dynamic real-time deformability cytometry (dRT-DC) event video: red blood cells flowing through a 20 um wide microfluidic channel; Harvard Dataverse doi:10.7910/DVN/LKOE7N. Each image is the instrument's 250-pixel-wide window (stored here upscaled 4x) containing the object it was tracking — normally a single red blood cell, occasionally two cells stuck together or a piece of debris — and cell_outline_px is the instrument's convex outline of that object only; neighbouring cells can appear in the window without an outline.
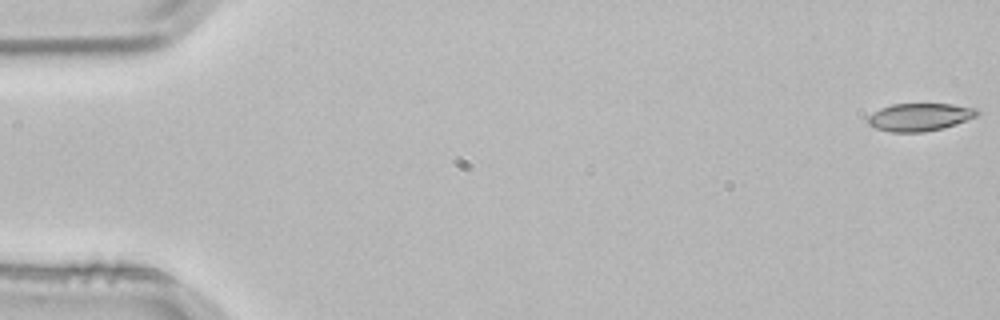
{"species": "common noctule bat (a hibernating species)", "species_latin": "Nyctalus noctula", "temperature_condition": "room temperature", "stored_images_in_passage": 4, "camera_frame_rate_fps": 3000, "um_per_image_px": 0.085, "animal": {"sex": "male", "body_mass_g": 21.5, "forearm_length_mm": 52.0}, "frame": {"image": 1, "passage_image": 1, "time_ms": 0.0, "image_size_px": [1000, 320], "cell_outline_px": [[980, 112], [976, 116], [956, 124], [924, 132], [892, 132], [876, 128], [868, 124], [868, 116], [880, 108], [892, 104], [952, 104], [980, 108]], "centroid_in_image_um": [78.2, 9.94], "position_along_channel_um": 6.8, "area_um2": 17.63}}
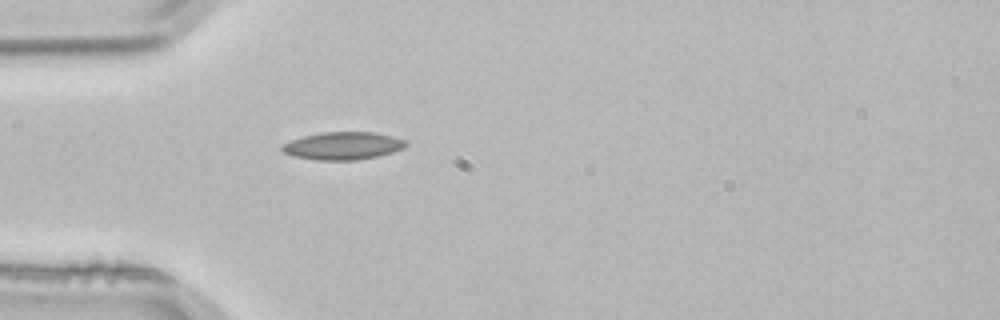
{"frame": {"image": 2, "passage_image": 4, "time_ms": 1.0, "image_size_px": [1000, 320], "cell_outline_px": [[408, 144], [404, 148], [380, 156], [356, 160], [316, 160], [292, 156], [284, 152], [280, 148], [284, 144], [292, 140], [304, 136], [320, 132], [376, 132], [392, 136], [404, 140]], "centroid_in_image_um": [29.16, 12.39], "position_along_channel_um": 55.8, "area_um2": 20.0}}